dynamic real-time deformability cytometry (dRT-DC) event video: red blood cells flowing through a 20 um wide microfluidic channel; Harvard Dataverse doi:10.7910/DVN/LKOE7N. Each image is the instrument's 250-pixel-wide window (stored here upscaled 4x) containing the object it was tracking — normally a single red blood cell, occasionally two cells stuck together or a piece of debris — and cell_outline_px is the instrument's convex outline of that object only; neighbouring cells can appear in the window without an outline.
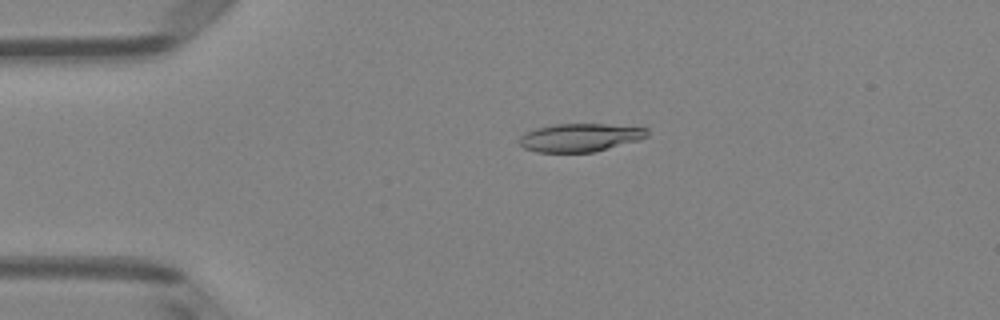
{"species": "Egyptian fruit bat (a non-hibernating species)", "species_latin": "Rousettus aegyptiacus", "temperature_condition": "room temperature", "stored_images_in_passage": 42, "camera_frame_rate_fps": 3000, "um_per_image_px": 0.085, "animal": {"sex": "female"}, "frame": {"image": 1, "passage_image": 3, "time_ms": 0.667, "image_size_px": [1000, 320], "cell_outline_px": [[648, 136], [640, 140], [592, 152], [536, 152], [524, 148], [520, 144], [520, 136], [536, 128], [556, 124], [604, 124], [648, 128]], "centroid_in_image_um": [49.32, 11.69], "position_along_channel_um": 35.7, "area_um2": 20.81}}
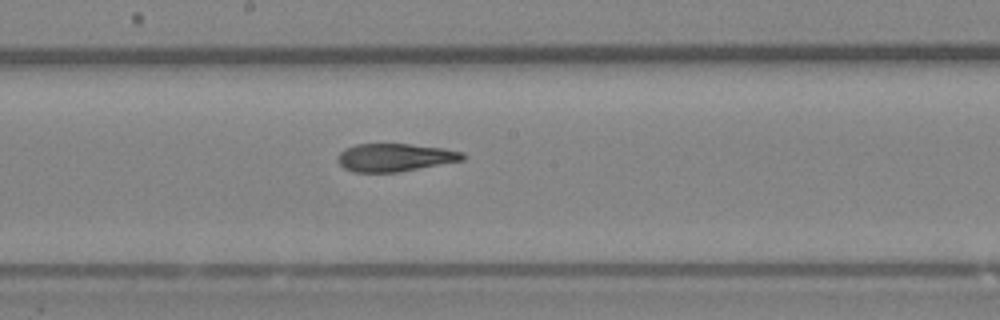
{"frame": {"image": 2, "passage_image": 19, "time_ms": 6.0, "image_size_px": [1000, 320], "cell_outline_px": [[468, 156], [464, 160], [396, 172], [352, 172], [344, 168], [336, 160], [336, 156], [344, 148], [356, 144], [408, 144], [444, 148], [464, 152]], "centroid_in_image_um": [33.55, 13.38], "position_along_channel_um": 214.6, "area_um2": 20.46}}
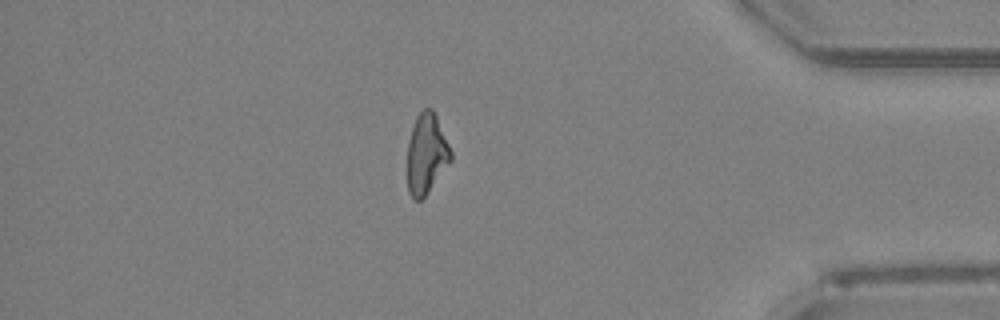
{"frame": {"image": 3, "passage_image": 35, "time_ms": 11.333, "image_size_px": [1000, 320], "cell_outline_px": [[452, 160], [424, 196], [420, 200], [412, 200], [408, 192], [408, 140], [416, 116], [424, 108], [432, 108], [436, 116], [452, 152]], "centroid_in_image_um": [36.24, 13.07], "position_along_channel_um": 399.0, "area_um2": 20.11}, "authors_computed_cell_mechanics": {"area_um2": 21.1548, "velocity_mm_per_s": 4.0752, "shape_relaxation_time_tau1_ms": null, "shape_relaxation_time_tau2_ms": 3.3243, "deformation_change_tau1": null, "deformation_change_tau2": 0.1122}}